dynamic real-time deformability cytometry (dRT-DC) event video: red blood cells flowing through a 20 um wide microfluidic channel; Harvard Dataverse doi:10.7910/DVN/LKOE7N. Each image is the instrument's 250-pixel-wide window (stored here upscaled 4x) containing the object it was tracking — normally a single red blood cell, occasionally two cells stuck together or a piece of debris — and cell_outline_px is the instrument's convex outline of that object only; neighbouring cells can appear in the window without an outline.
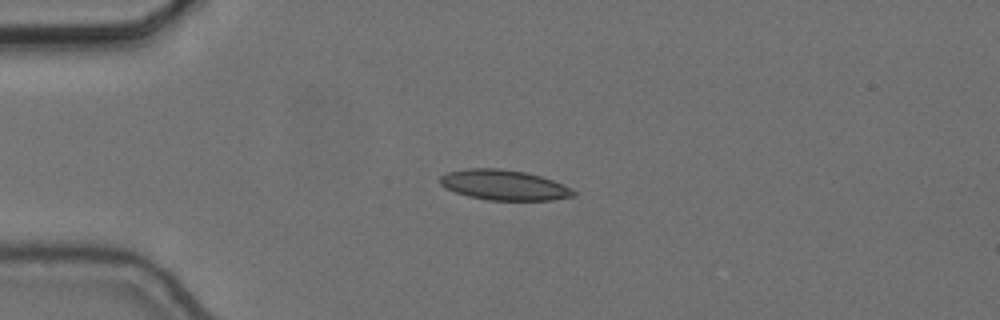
{"species": "common noctule bat (a hibernating species)", "species_latin": "Nyctalus noctula", "temperature_condition": "cold", "stored_images_in_passage": 55, "camera_frame_rate_fps": 3000, "um_per_image_px": 0.085, "animal": {"sex": "female", "body_mass_g": 24.6, "forearm_length_mm": 56.2}, "frame": {"image": 1, "passage_image": 13, "time_ms": 4.0, "image_size_px": [1000, 320], "cell_outline_px": [[576, 196], [552, 200], [488, 200], [468, 196], [456, 192], [440, 184], [436, 180], [440, 176], [448, 172], [468, 168], [496, 168], [524, 172], [540, 176], [552, 180], [572, 188], [576, 192]], "centroid_in_image_um": [42.84, 15.73], "position_along_channel_um": 42.2, "area_um2": 23.47}}
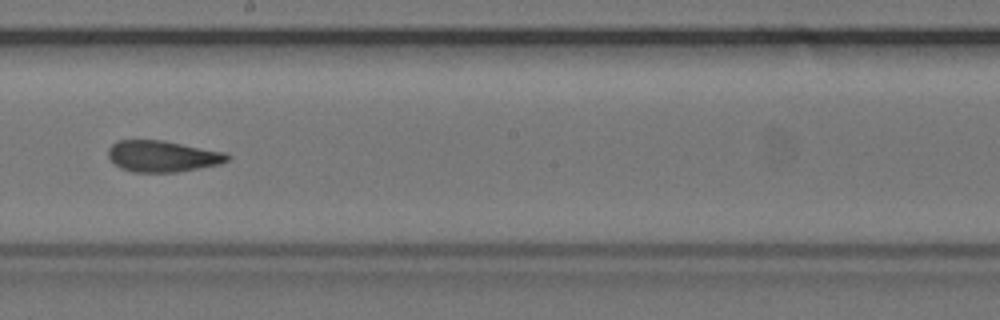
{"frame": {"image": 2, "passage_image": 31, "time_ms": 10.0, "image_size_px": [1000, 320], "cell_outline_px": [[232, 156], [228, 160], [220, 164], [176, 172], [132, 172], [120, 168], [108, 156], [108, 148], [116, 140], [164, 140], [224, 152]], "centroid_in_image_um": [13.81, 13.27], "position_along_channel_um": 234.4, "area_um2": 21.73}}
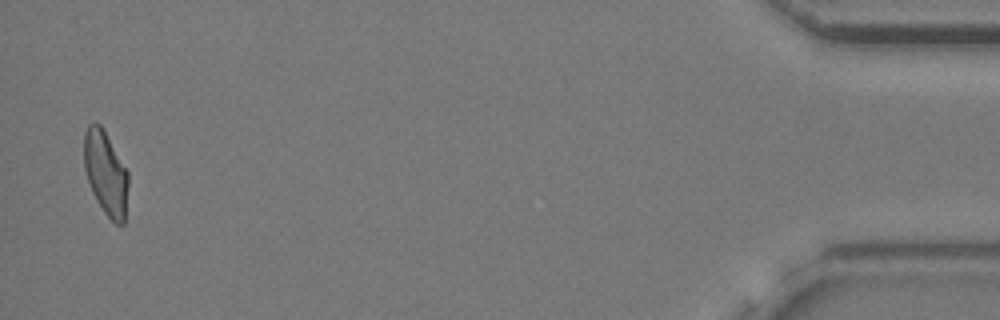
{"frame": {"image": 3, "passage_image": 54, "time_ms": 17.667, "image_size_px": [1000, 320], "cell_outline_px": [[128, 184], [124, 224], [116, 224], [104, 212], [96, 200], [92, 192], [84, 168], [84, 132], [88, 124], [100, 124], [128, 172]], "centroid_in_image_um": [8.97, 14.73], "position_along_channel_um": 426.2, "area_um2": 21.33}, "authors_computed_cell_mechanics": {"area_um2": 22.4264, "velocity_mm_per_s": 3.6548, "shape_relaxation_time_tau1_ms": 7.0248, "shape_relaxation_time_tau2_ms": 2.1622, "deformation_change_tau1": 0.1618, "deformation_change_tau2": 0.0998}}